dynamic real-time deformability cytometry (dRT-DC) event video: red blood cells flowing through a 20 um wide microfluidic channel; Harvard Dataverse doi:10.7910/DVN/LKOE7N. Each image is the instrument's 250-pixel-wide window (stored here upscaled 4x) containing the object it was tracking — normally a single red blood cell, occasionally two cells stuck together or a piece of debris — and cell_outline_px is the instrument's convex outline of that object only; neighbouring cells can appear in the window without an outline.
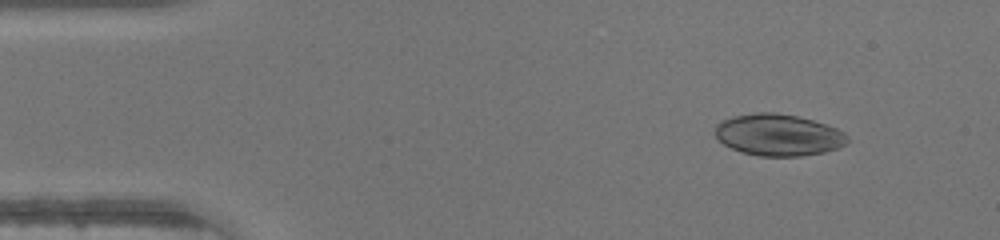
{"species": "human", "species_latin": "Homo sapiens", "temperature_condition": "warm", "stored_images_in_passage": 46, "camera_frame_rate_fps": 3000, "um_per_image_px": 0.085, "donor": {"sex": "male"}, "frame": {"image": 1, "passage_image": 5, "time_ms": 1.333, "image_size_px": [1000, 240], "cell_outline_px": [[848, 140], [844, 144], [836, 148], [824, 152], [800, 156], [760, 156], [744, 152], [732, 148], [724, 144], [716, 136], [716, 124], [732, 116], [756, 112], [776, 112], [796, 116], [812, 120], [836, 128], [844, 132], [848, 136]], "centroid_in_image_um": [66.16, 11.46], "position_along_channel_um": 18.8, "area_um2": 31.85}}
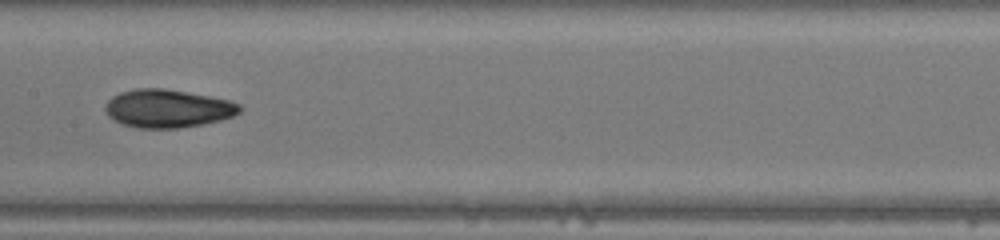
{"frame": {"image": 2, "passage_image": 23, "time_ms": 7.333, "image_size_px": [1000, 240], "cell_outline_px": [[240, 112], [232, 116], [220, 120], [200, 124], [176, 128], [136, 128], [120, 124], [108, 116], [104, 108], [108, 100], [112, 96], [120, 92], [136, 88], [164, 88], [208, 96], [228, 100], [240, 104]], "centroid_in_image_um": [14.19, 9.22], "position_along_channel_um": 193.2, "area_um2": 29.77}}
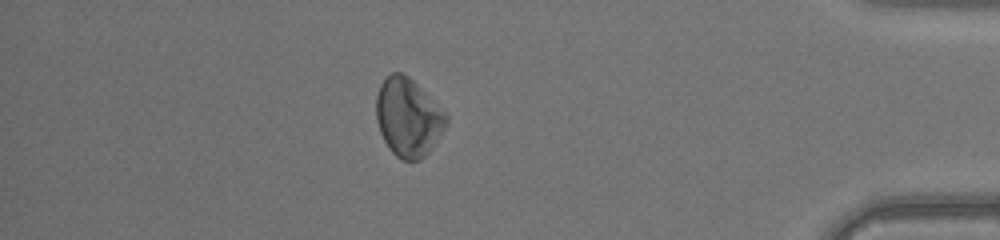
{"frame": {"image": 3, "passage_image": 40, "time_ms": 13.0, "image_size_px": [1000, 240], "cell_outline_px": [[448, 124], [432, 148], [420, 160], [400, 160], [392, 152], [384, 140], [380, 132], [376, 120], [376, 96], [380, 84], [392, 72], [400, 72], [408, 76], [448, 116]], "centroid_in_image_um": [34.68, 10.0], "position_along_channel_um": 400.5, "area_um2": 31.67}}